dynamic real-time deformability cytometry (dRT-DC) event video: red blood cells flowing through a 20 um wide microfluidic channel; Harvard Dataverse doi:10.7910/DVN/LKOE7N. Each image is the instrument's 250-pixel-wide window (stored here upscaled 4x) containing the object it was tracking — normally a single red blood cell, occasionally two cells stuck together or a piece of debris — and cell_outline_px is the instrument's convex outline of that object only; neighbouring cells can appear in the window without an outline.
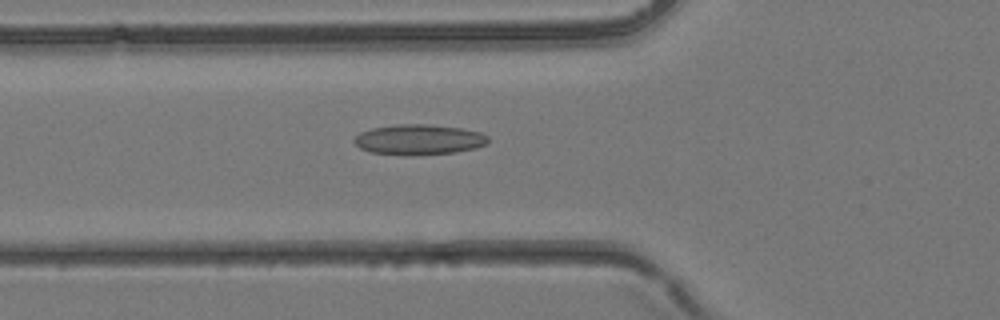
{"species": "common noctule bat (a hibernating species)", "species_latin": "Nyctalus noctula", "temperature_condition": "room temperature", "stored_images_in_passage": 35, "camera_frame_rate_fps": 3000, "um_per_image_px": 0.085, "animal": {"sex": "female", "body_mass_g": 24.6, "forearm_length_mm": 56.2}, "frame": {"image": 1, "passage_image": 10, "time_ms": 3.0, "image_size_px": [1000, 320], "cell_outline_px": [[488, 140], [484, 144], [476, 148], [456, 152], [408, 156], [368, 152], [360, 148], [352, 140], [360, 132], [372, 128], [396, 124], [428, 124], [460, 128], [480, 132], [488, 136]], "centroid_in_image_um": [35.57, 11.87], "position_along_channel_um": 90.2, "area_um2": 23.81}}
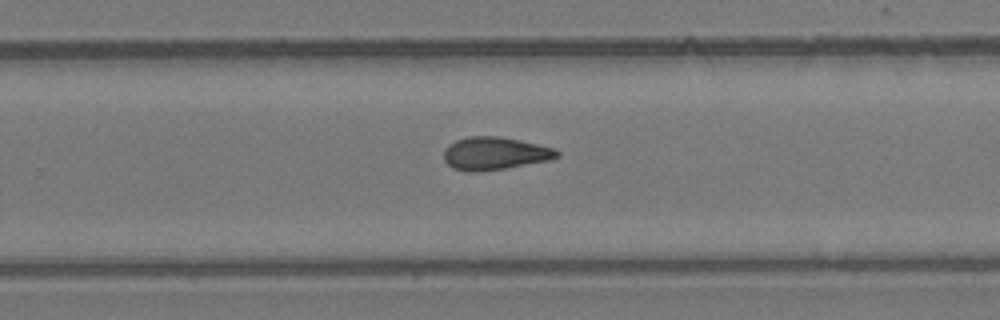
{"frame": {"image": 2, "passage_image": 21, "time_ms": 6.667, "image_size_px": [1000, 320], "cell_outline_px": [[560, 156], [552, 160], [504, 168], [476, 172], [472, 172], [452, 168], [444, 160], [444, 148], [448, 144], [456, 140], [468, 136], [500, 136], [520, 140], [556, 148], [560, 152]], "centroid_in_image_um": [42.08, 13.03], "position_along_channel_um": 287.7, "area_um2": 21.85}}
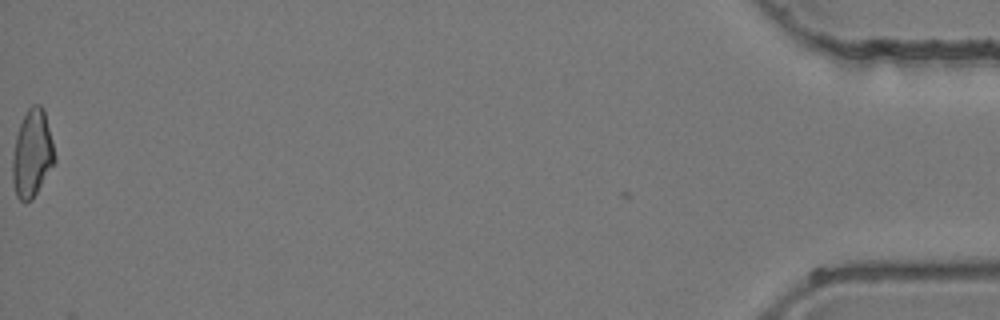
{"frame": {"image": 3, "passage_image": 35, "time_ms": 11.333, "image_size_px": [1000, 320], "cell_outline_px": [[56, 160], [32, 200], [24, 204], [16, 196], [12, 180], [12, 156], [16, 136], [20, 124], [28, 108], [32, 104], [40, 104], [44, 108], [56, 156]], "centroid_in_image_um": [2.73, 13.07], "position_along_channel_um": 432.5, "area_um2": 21.62}}